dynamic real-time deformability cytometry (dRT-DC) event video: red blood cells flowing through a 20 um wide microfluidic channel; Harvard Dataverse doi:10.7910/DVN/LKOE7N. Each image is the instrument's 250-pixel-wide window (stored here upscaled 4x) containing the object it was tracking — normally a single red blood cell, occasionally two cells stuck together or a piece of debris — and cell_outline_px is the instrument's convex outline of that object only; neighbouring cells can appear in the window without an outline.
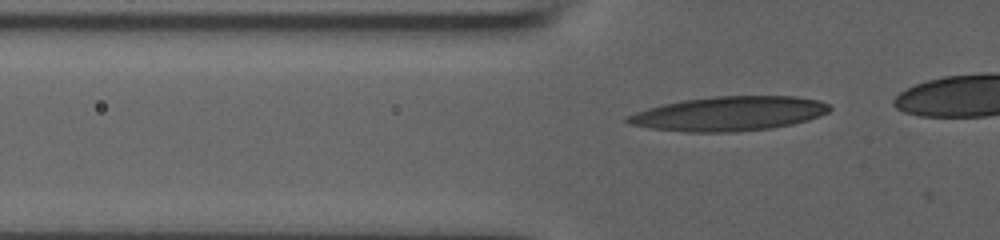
{"species": "human", "species_latin": "Homo sapiens", "temperature_condition": "room temperature", "stored_images_in_passage": 33, "camera_frame_rate_fps": 3000, "um_per_image_px": 0.085, "donor": {"sex": "male"}, "frame": {"image": 1, "passage_image": 7, "time_ms": 2.0, "image_size_px": [1000, 240], "cell_outline_px": [[832, 108], [828, 112], [820, 116], [808, 120], [792, 124], [768, 128], [736, 132], [684, 132], [652, 128], [628, 124], [624, 120], [624, 116], [648, 108], [664, 104], [684, 100], [716, 96], [796, 96], [820, 100], [828, 104]], "centroid_in_image_um": [61.97, 9.66], "position_along_channel_um": 63.8, "area_um2": 40.52}}
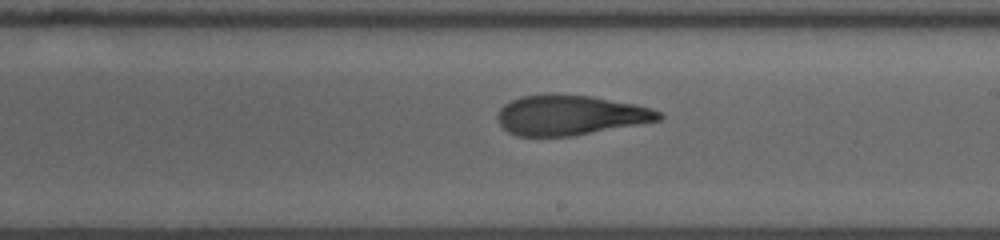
{"frame": {"image": 2, "passage_image": 21, "time_ms": 6.667, "image_size_px": [1000, 240], "cell_outline_px": [[664, 116], [660, 120], [572, 136], [516, 136], [508, 132], [500, 124], [496, 116], [500, 108], [504, 104], [520, 96], [548, 92], [592, 96], [636, 104], [652, 108], [660, 112]], "centroid_in_image_um": [48.44, 9.76], "position_along_channel_um": 240.6, "area_um2": 37.97}}
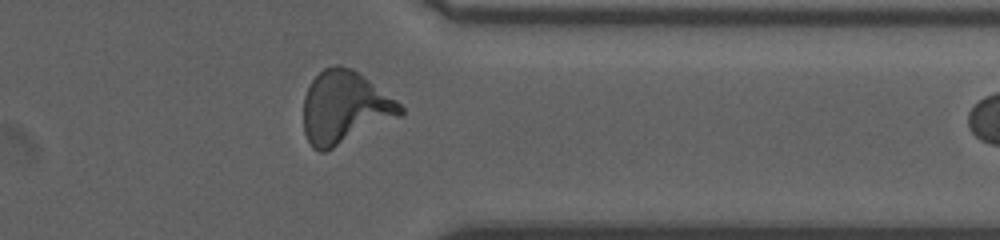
{"frame": {"image": 3, "passage_image": 32, "time_ms": 10.333, "image_size_px": [1000, 240], "cell_outline_px": [[404, 112], [400, 116], [324, 152], [320, 152], [312, 148], [304, 132], [304, 96], [312, 80], [324, 68], [336, 64], [340, 64], [352, 68], [364, 76], [396, 100], [404, 108]], "centroid_in_image_um": [29.28, 9.12], "position_along_channel_um": 382.1, "area_um2": 40.63}}